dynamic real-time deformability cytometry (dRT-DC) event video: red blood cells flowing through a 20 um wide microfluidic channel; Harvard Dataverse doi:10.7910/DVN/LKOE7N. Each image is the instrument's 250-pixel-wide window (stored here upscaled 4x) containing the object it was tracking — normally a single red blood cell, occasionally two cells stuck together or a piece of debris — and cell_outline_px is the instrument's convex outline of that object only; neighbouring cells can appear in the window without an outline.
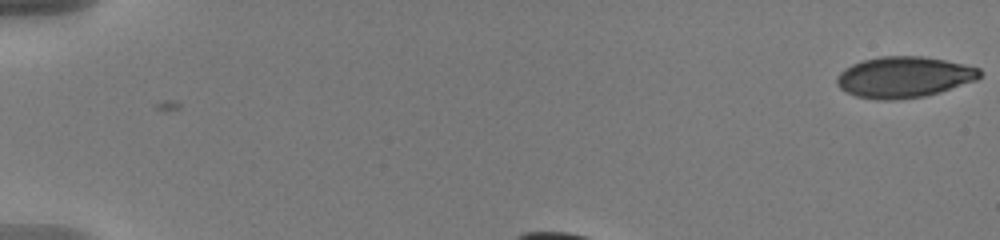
{"species": "human", "species_latin": "Homo sapiens", "temperature_condition": "warm", "stored_images_in_passage": 10, "camera_frame_rate_fps": 3000, "um_per_image_px": 0.085, "donor": {"sex": "male"}, "frame": {"image": 1, "passage_image": 1, "time_ms": 0.0, "image_size_px": [1000, 240], "cell_outline_px": [[980, 72], [976, 76], [940, 88], [924, 92], [908, 92], [848, 72], [852, 68], [860, 64], [876, 60], [932, 60], [952, 64]], "centroid_in_image_um": [77.65, 6.29], "position_along_channel_um": 7.4, "area_um2": 20.06}}